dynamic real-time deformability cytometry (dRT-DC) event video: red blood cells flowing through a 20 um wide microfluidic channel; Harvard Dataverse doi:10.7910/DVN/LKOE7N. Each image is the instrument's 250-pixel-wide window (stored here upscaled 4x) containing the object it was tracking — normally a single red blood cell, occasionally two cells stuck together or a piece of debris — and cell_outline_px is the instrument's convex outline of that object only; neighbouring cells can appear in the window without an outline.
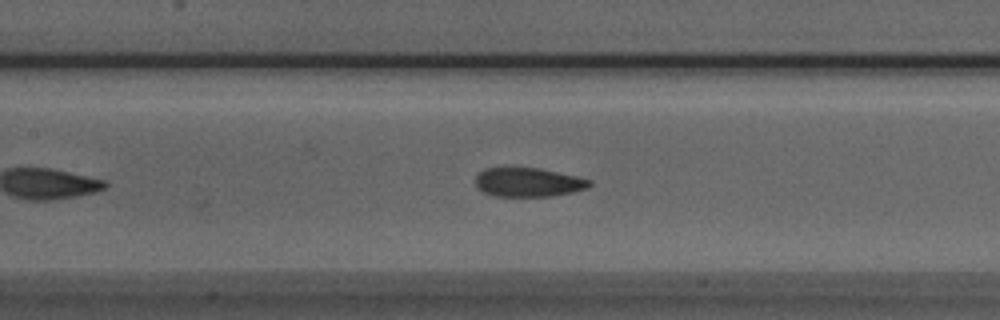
{"species": "Egyptian fruit bat (a non-hibernating species)", "species_latin": "Rousettus aegyptiacus", "temperature_condition": "room temperature", "stored_images_in_passage": 28, "camera_frame_rate_fps": 3000, "um_per_image_px": 0.085, "animal": {"sex": "male"}, "frame": {"image": 1, "passage_image": 14, "time_ms": 4.333, "image_size_px": [1000, 320], "cell_outline_px": [[592, 184], [588, 188], [572, 192], [552, 196], [496, 196], [484, 192], [476, 188], [476, 176], [484, 168], [540, 168], [576, 176], [592, 180]], "centroid_in_image_um": [44.91, 15.49], "position_along_channel_um": 162.5, "area_um2": 19.25}}
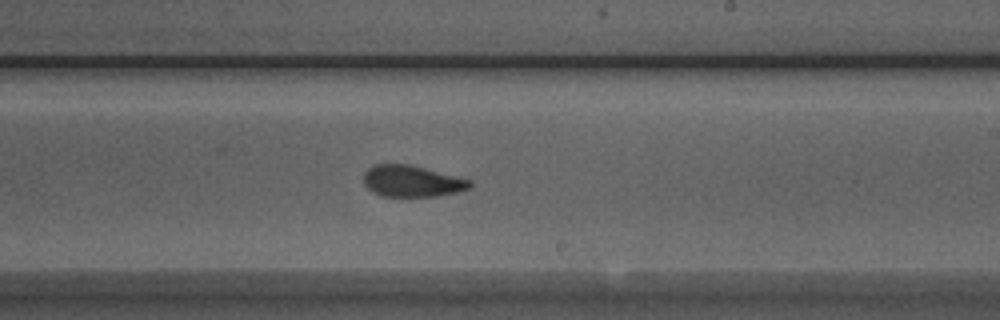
{"frame": {"image": 2, "passage_image": 21, "time_ms": 6.667, "image_size_px": [1000, 320], "cell_outline_px": [[472, 184], [468, 188], [456, 192], [436, 196], [380, 196], [372, 192], [364, 184], [364, 172], [372, 164], [408, 164], [472, 180]], "centroid_in_image_um": [34.97, 15.39], "position_along_channel_um": 254.0, "area_um2": 19.36}}
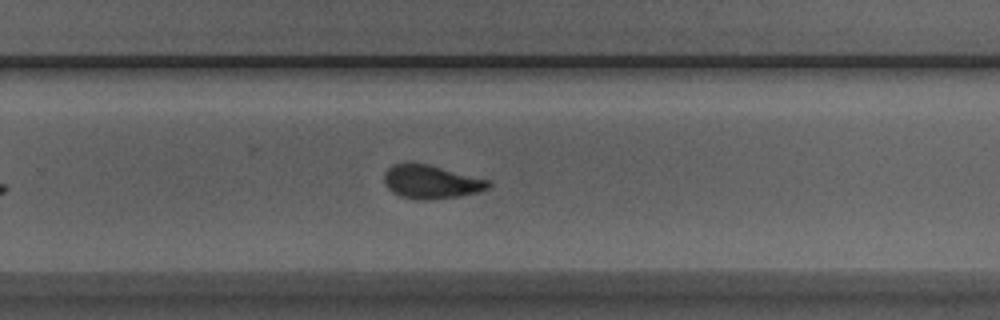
{"frame": {"image": 3, "passage_image": 24, "time_ms": 7.667, "image_size_px": [1000, 320], "cell_outline_px": [[492, 184], [488, 188], [476, 192], [460, 196], [428, 200], [424, 200], [404, 196], [392, 192], [388, 188], [384, 180], [384, 172], [392, 164], [428, 164], [488, 180]], "centroid_in_image_um": [36.64, 15.46], "position_along_channel_um": 293.2, "area_um2": 19.88}, "authors_computed_cell_mechanics": {"area_um2": 20.0277, "velocity_mm_per_s": 3.9223, "shape_relaxation_time_tau1_ms": 6.8787, "shape_relaxation_time_tau2_ms": 1.9087, "deformation_change_tau1": 0.1717, "deformation_change_tau2": 0.0735}}